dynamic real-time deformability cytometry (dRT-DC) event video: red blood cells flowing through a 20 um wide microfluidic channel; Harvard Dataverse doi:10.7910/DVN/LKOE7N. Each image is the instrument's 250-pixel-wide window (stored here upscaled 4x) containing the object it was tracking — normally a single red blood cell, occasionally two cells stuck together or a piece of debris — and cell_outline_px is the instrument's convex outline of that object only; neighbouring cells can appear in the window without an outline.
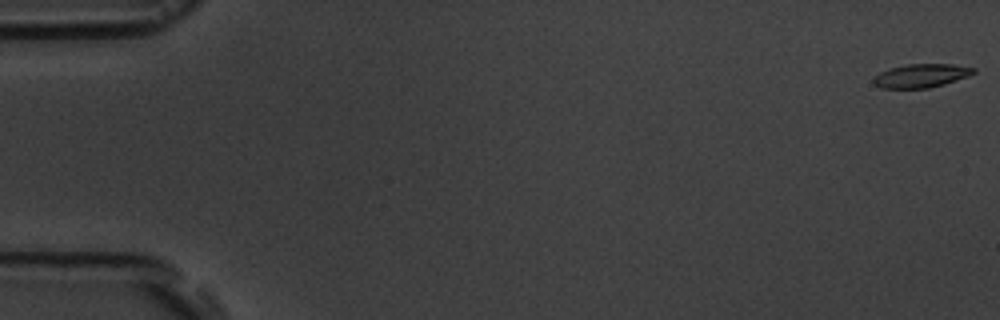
{"species": "common noctule bat (a hibernating species)", "species_latin": "Nyctalus noctula", "temperature_condition": "room temperature", "stored_images_in_passage": 8, "camera_frame_rate_fps": 3000, "um_per_image_px": 0.085, "animal": {"sex": "male", "body_mass_g": 19.5, "forearm_length_mm": 54.6}, "frame": {"image": 1, "passage_image": 1, "time_ms": 0.0, "image_size_px": [1000, 320], "cell_outline_px": [[976, 72], [968, 76], [944, 84], [928, 88], [880, 88], [872, 80], [880, 72], [888, 68], [908, 64], [952, 64], [976, 68]], "centroid_in_image_um": [78.31, 6.43], "position_along_channel_um": 6.7, "area_um2": 13.7}}
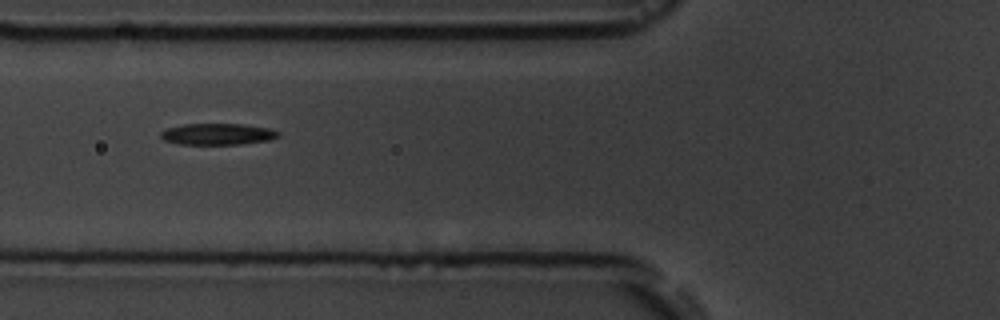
{"frame": {"image": 2, "passage_image": 7, "time_ms": 7.0, "image_size_px": [1000, 320], "cell_outline_px": [[280, 136], [268, 140], [240, 144], [180, 144], [164, 140], [160, 136], [160, 132], [168, 128], [184, 124], [244, 124], [272, 128], [280, 132]], "centroid_in_image_um": [18.53, 11.39], "position_along_channel_um": 107.3, "area_um2": 14.68}}
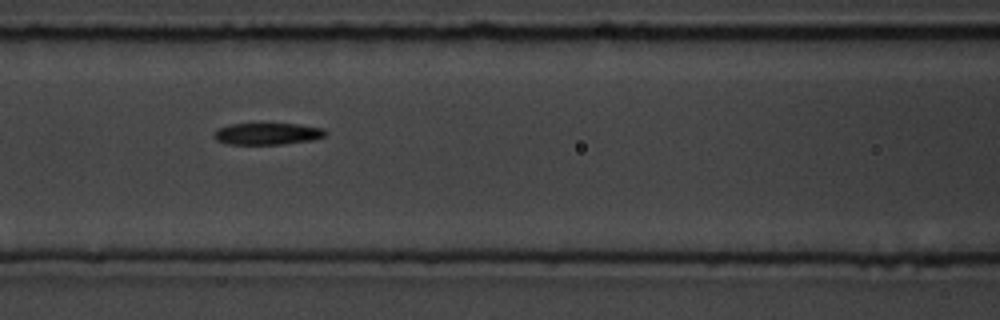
{"frame": {"image": 3, "passage_image": 8, "time_ms": 8.0, "image_size_px": [1000, 320], "cell_outline_px": [[328, 132], [324, 136], [312, 140], [280, 144], [228, 144], [216, 140], [212, 136], [212, 132], [216, 128], [228, 124], [296, 124], [324, 128]], "centroid_in_image_um": [22.67, 11.36], "position_along_channel_um": 143.9, "area_um2": 14.22}}